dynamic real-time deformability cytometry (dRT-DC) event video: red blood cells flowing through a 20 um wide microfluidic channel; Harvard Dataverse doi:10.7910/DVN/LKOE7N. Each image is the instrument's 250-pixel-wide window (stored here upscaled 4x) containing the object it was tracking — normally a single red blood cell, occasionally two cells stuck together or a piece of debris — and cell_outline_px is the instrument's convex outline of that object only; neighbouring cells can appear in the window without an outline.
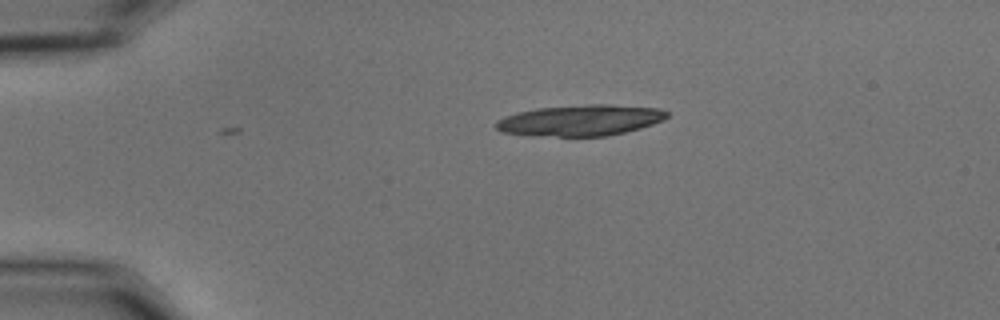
{"species": "common noctule bat (a hibernating species)", "species_latin": "Nyctalus noctula", "temperature_condition": "cold", "stored_images_in_passage": 8, "camera_frame_rate_fps": 3000, "um_per_image_px": 0.085, "animal": {"sex": "male", "body_mass_g": 15.6}, "frame": {"image": 1, "passage_image": 1, "time_ms": 0.0, "image_size_px": [1000, 320], "cell_outline_px": [[668, 116], [664, 120], [640, 128], [608, 136], [532, 136], [504, 132], [496, 128], [496, 120], [504, 116], [516, 112], [536, 108], [588, 104], [608, 104], [660, 108], [668, 112]], "centroid_in_image_um": [49.32, 10.22], "position_along_channel_um": 35.7, "area_um2": 31.1}}